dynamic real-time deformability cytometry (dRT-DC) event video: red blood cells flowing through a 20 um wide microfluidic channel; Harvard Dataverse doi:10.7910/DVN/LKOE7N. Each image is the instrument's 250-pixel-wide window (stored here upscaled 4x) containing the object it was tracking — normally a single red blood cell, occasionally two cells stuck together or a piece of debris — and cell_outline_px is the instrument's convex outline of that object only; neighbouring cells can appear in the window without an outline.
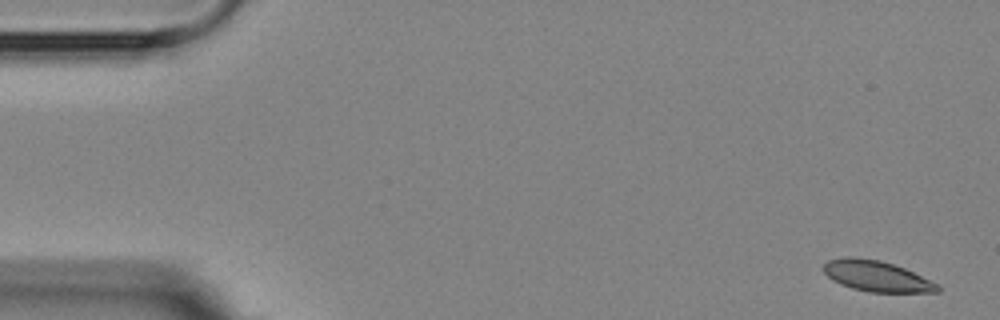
{"species": "Egyptian fruit bat (a non-hibernating species)", "species_latin": "Rousettus aegyptiacus", "temperature_condition": "room temperature", "stored_images_in_passage": 7, "camera_frame_rate_fps": 3000, "um_per_image_px": 0.085, "animal": {"sex": "female"}, "frame": {"image": 1, "passage_image": 1, "time_ms": 0.0, "image_size_px": [1000, 320], "cell_outline_px": [[940, 292], [868, 292], [852, 288], [840, 284], [832, 280], [824, 272], [824, 264], [828, 260], [844, 256], [852, 256], [880, 260], [904, 268], [940, 284]], "centroid_in_image_um": [74.51, 23.47], "position_along_channel_um": 10.5, "area_um2": 20.52}}
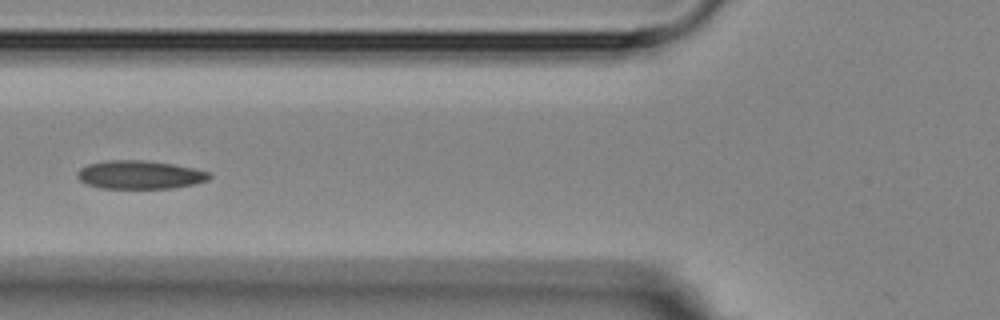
{"frame": {"image": 2, "passage_image": 6, "time_ms": 6.333, "image_size_px": [1000, 320], "cell_outline_px": [[212, 176], [208, 180], [192, 184], [172, 188], [100, 188], [88, 184], [80, 180], [76, 176], [76, 172], [80, 168], [88, 164], [108, 160], [144, 160], [172, 164], [196, 168], [212, 172]], "centroid_in_image_um": [11.9, 14.85], "position_along_channel_um": 113.9, "area_um2": 21.91}}
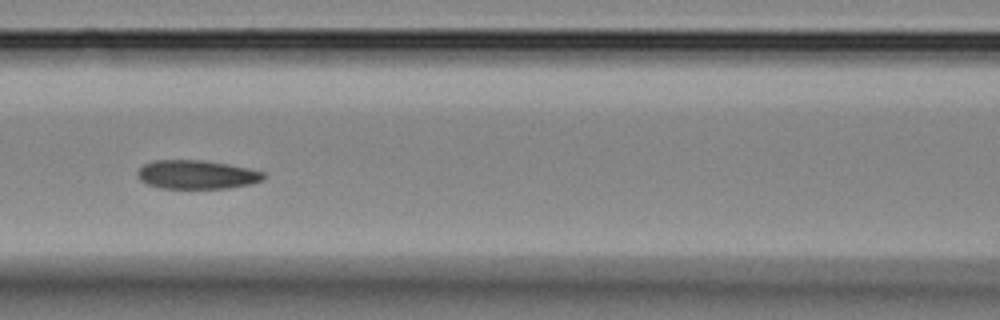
{"frame": {"image": 3, "passage_image": 7, "time_ms": 7.333, "image_size_px": [1000, 320], "cell_outline_px": [[264, 180], [252, 184], [228, 188], [160, 188], [148, 184], [140, 180], [136, 176], [136, 172], [144, 164], [152, 160], [204, 160], [228, 164], [248, 168], [264, 172]], "centroid_in_image_um": [16.71, 14.84], "position_along_channel_um": 149.9, "area_um2": 21.27}}